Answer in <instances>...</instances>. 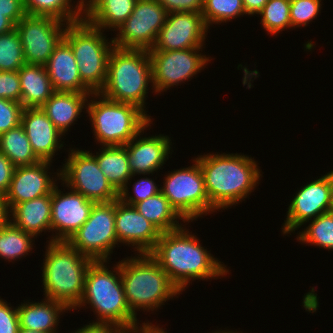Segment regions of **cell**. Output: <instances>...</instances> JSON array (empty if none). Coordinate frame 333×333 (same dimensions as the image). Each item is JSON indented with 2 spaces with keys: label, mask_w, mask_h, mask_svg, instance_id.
Masks as SVG:
<instances>
[{
  "label": "cell",
  "mask_w": 333,
  "mask_h": 333,
  "mask_svg": "<svg viewBox=\"0 0 333 333\" xmlns=\"http://www.w3.org/2000/svg\"><path fill=\"white\" fill-rule=\"evenodd\" d=\"M94 203L72 189L64 194L55 185L51 192V231L56 235L48 242H67L87 221Z\"/></svg>",
  "instance_id": "cell-17"
},
{
  "label": "cell",
  "mask_w": 333,
  "mask_h": 333,
  "mask_svg": "<svg viewBox=\"0 0 333 333\" xmlns=\"http://www.w3.org/2000/svg\"><path fill=\"white\" fill-rule=\"evenodd\" d=\"M0 297V333H18L20 328L17 307H9Z\"/></svg>",
  "instance_id": "cell-41"
},
{
  "label": "cell",
  "mask_w": 333,
  "mask_h": 333,
  "mask_svg": "<svg viewBox=\"0 0 333 333\" xmlns=\"http://www.w3.org/2000/svg\"><path fill=\"white\" fill-rule=\"evenodd\" d=\"M46 248L42 267L44 298L63 303L73 310L82 298L85 276L94 260L67 242H48Z\"/></svg>",
  "instance_id": "cell-4"
},
{
  "label": "cell",
  "mask_w": 333,
  "mask_h": 333,
  "mask_svg": "<svg viewBox=\"0 0 333 333\" xmlns=\"http://www.w3.org/2000/svg\"><path fill=\"white\" fill-rule=\"evenodd\" d=\"M105 263L107 261L98 260L90 264L82 298L74 310L86 304L91 305L98 317L93 322L115 324L122 330H131L139 322L127 304L119 262L113 267V271Z\"/></svg>",
  "instance_id": "cell-3"
},
{
  "label": "cell",
  "mask_w": 333,
  "mask_h": 333,
  "mask_svg": "<svg viewBox=\"0 0 333 333\" xmlns=\"http://www.w3.org/2000/svg\"><path fill=\"white\" fill-rule=\"evenodd\" d=\"M67 25L49 16L27 14L23 17L15 28L20 35L26 63L44 66L63 39Z\"/></svg>",
  "instance_id": "cell-14"
},
{
  "label": "cell",
  "mask_w": 333,
  "mask_h": 333,
  "mask_svg": "<svg viewBox=\"0 0 333 333\" xmlns=\"http://www.w3.org/2000/svg\"><path fill=\"white\" fill-rule=\"evenodd\" d=\"M90 96L86 113L92 122L94 139L101 146L125 145L151 122V116L135 105L112 101L99 93Z\"/></svg>",
  "instance_id": "cell-7"
},
{
  "label": "cell",
  "mask_w": 333,
  "mask_h": 333,
  "mask_svg": "<svg viewBox=\"0 0 333 333\" xmlns=\"http://www.w3.org/2000/svg\"><path fill=\"white\" fill-rule=\"evenodd\" d=\"M90 1L91 0H79L77 3L84 8Z\"/></svg>",
  "instance_id": "cell-52"
},
{
  "label": "cell",
  "mask_w": 333,
  "mask_h": 333,
  "mask_svg": "<svg viewBox=\"0 0 333 333\" xmlns=\"http://www.w3.org/2000/svg\"><path fill=\"white\" fill-rule=\"evenodd\" d=\"M184 228L161 233L149 253L181 293L191 280L221 278L229 272L226 265L201 246L196 235Z\"/></svg>",
  "instance_id": "cell-1"
},
{
  "label": "cell",
  "mask_w": 333,
  "mask_h": 333,
  "mask_svg": "<svg viewBox=\"0 0 333 333\" xmlns=\"http://www.w3.org/2000/svg\"><path fill=\"white\" fill-rule=\"evenodd\" d=\"M201 13L208 28L210 25L226 23L246 15L242 0H204Z\"/></svg>",
  "instance_id": "cell-34"
},
{
  "label": "cell",
  "mask_w": 333,
  "mask_h": 333,
  "mask_svg": "<svg viewBox=\"0 0 333 333\" xmlns=\"http://www.w3.org/2000/svg\"><path fill=\"white\" fill-rule=\"evenodd\" d=\"M322 0H290L291 28L307 26L317 18Z\"/></svg>",
  "instance_id": "cell-37"
},
{
  "label": "cell",
  "mask_w": 333,
  "mask_h": 333,
  "mask_svg": "<svg viewBox=\"0 0 333 333\" xmlns=\"http://www.w3.org/2000/svg\"><path fill=\"white\" fill-rule=\"evenodd\" d=\"M0 12L14 25L27 15L23 0H0Z\"/></svg>",
  "instance_id": "cell-43"
},
{
  "label": "cell",
  "mask_w": 333,
  "mask_h": 333,
  "mask_svg": "<svg viewBox=\"0 0 333 333\" xmlns=\"http://www.w3.org/2000/svg\"><path fill=\"white\" fill-rule=\"evenodd\" d=\"M15 29V25L4 15V13L0 12V35L8 33Z\"/></svg>",
  "instance_id": "cell-48"
},
{
  "label": "cell",
  "mask_w": 333,
  "mask_h": 333,
  "mask_svg": "<svg viewBox=\"0 0 333 333\" xmlns=\"http://www.w3.org/2000/svg\"><path fill=\"white\" fill-rule=\"evenodd\" d=\"M115 229L119 243L130 245L138 254H149L156 246L161 232L134 206L115 201Z\"/></svg>",
  "instance_id": "cell-18"
},
{
  "label": "cell",
  "mask_w": 333,
  "mask_h": 333,
  "mask_svg": "<svg viewBox=\"0 0 333 333\" xmlns=\"http://www.w3.org/2000/svg\"><path fill=\"white\" fill-rule=\"evenodd\" d=\"M72 0H23L26 14L49 16L65 23L83 19V7Z\"/></svg>",
  "instance_id": "cell-31"
},
{
  "label": "cell",
  "mask_w": 333,
  "mask_h": 333,
  "mask_svg": "<svg viewBox=\"0 0 333 333\" xmlns=\"http://www.w3.org/2000/svg\"><path fill=\"white\" fill-rule=\"evenodd\" d=\"M213 333V332H212ZM214 333H239L237 331L233 332V331H227V330H220V331H214ZM242 333V332H241Z\"/></svg>",
  "instance_id": "cell-53"
},
{
  "label": "cell",
  "mask_w": 333,
  "mask_h": 333,
  "mask_svg": "<svg viewBox=\"0 0 333 333\" xmlns=\"http://www.w3.org/2000/svg\"><path fill=\"white\" fill-rule=\"evenodd\" d=\"M69 310L63 303L47 298L17 306L20 327L44 333H57L59 316Z\"/></svg>",
  "instance_id": "cell-24"
},
{
  "label": "cell",
  "mask_w": 333,
  "mask_h": 333,
  "mask_svg": "<svg viewBox=\"0 0 333 333\" xmlns=\"http://www.w3.org/2000/svg\"><path fill=\"white\" fill-rule=\"evenodd\" d=\"M0 151L15 167L33 165L40 161L33 152L24 127L21 124L0 134Z\"/></svg>",
  "instance_id": "cell-30"
},
{
  "label": "cell",
  "mask_w": 333,
  "mask_h": 333,
  "mask_svg": "<svg viewBox=\"0 0 333 333\" xmlns=\"http://www.w3.org/2000/svg\"><path fill=\"white\" fill-rule=\"evenodd\" d=\"M137 255L119 261L126 301L135 316L140 309L157 311L166 301L181 293L152 256Z\"/></svg>",
  "instance_id": "cell-5"
},
{
  "label": "cell",
  "mask_w": 333,
  "mask_h": 333,
  "mask_svg": "<svg viewBox=\"0 0 333 333\" xmlns=\"http://www.w3.org/2000/svg\"><path fill=\"white\" fill-rule=\"evenodd\" d=\"M121 331L122 329L115 324L92 322L78 328L73 333H120Z\"/></svg>",
  "instance_id": "cell-45"
},
{
  "label": "cell",
  "mask_w": 333,
  "mask_h": 333,
  "mask_svg": "<svg viewBox=\"0 0 333 333\" xmlns=\"http://www.w3.org/2000/svg\"><path fill=\"white\" fill-rule=\"evenodd\" d=\"M15 166L12 162L0 151V194L5 195L8 192Z\"/></svg>",
  "instance_id": "cell-44"
},
{
  "label": "cell",
  "mask_w": 333,
  "mask_h": 333,
  "mask_svg": "<svg viewBox=\"0 0 333 333\" xmlns=\"http://www.w3.org/2000/svg\"><path fill=\"white\" fill-rule=\"evenodd\" d=\"M21 125L37 158L52 163L55 153L64 147L60 140L64 134L54 126L41 108H24Z\"/></svg>",
  "instance_id": "cell-21"
},
{
  "label": "cell",
  "mask_w": 333,
  "mask_h": 333,
  "mask_svg": "<svg viewBox=\"0 0 333 333\" xmlns=\"http://www.w3.org/2000/svg\"><path fill=\"white\" fill-rule=\"evenodd\" d=\"M103 30L84 18L68 23L63 39L70 45L82 83L92 92L99 93L107 76L108 59L114 47Z\"/></svg>",
  "instance_id": "cell-8"
},
{
  "label": "cell",
  "mask_w": 333,
  "mask_h": 333,
  "mask_svg": "<svg viewBox=\"0 0 333 333\" xmlns=\"http://www.w3.org/2000/svg\"><path fill=\"white\" fill-rule=\"evenodd\" d=\"M193 161L192 166L165 175L161 187L163 195L186 222L216 211L209 203L199 162L195 158Z\"/></svg>",
  "instance_id": "cell-9"
},
{
  "label": "cell",
  "mask_w": 333,
  "mask_h": 333,
  "mask_svg": "<svg viewBox=\"0 0 333 333\" xmlns=\"http://www.w3.org/2000/svg\"><path fill=\"white\" fill-rule=\"evenodd\" d=\"M132 186L134 196H130L131 194L128 193L130 188H124L119 193V199L123 203L131 206L161 192V187H159V185H157L153 179L148 177L137 180Z\"/></svg>",
  "instance_id": "cell-38"
},
{
  "label": "cell",
  "mask_w": 333,
  "mask_h": 333,
  "mask_svg": "<svg viewBox=\"0 0 333 333\" xmlns=\"http://www.w3.org/2000/svg\"><path fill=\"white\" fill-rule=\"evenodd\" d=\"M51 162L39 161L36 164L16 167L8 192L4 195L9 211L16 205L52 192L57 179L60 180V171L51 177L49 169ZM49 173V175H48ZM52 178V179H51ZM55 179V180H54Z\"/></svg>",
  "instance_id": "cell-19"
},
{
  "label": "cell",
  "mask_w": 333,
  "mask_h": 333,
  "mask_svg": "<svg viewBox=\"0 0 333 333\" xmlns=\"http://www.w3.org/2000/svg\"><path fill=\"white\" fill-rule=\"evenodd\" d=\"M137 0H91L83 8V18L103 31H115L134 10Z\"/></svg>",
  "instance_id": "cell-26"
},
{
  "label": "cell",
  "mask_w": 333,
  "mask_h": 333,
  "mask_svg": "<svg viewBox=\"0 0 333 333\" xmlns=\"http://www.w3.org/2000/svg\"><path fill=\"white\" fill-rule=\"evenodd\" d=\"M299 242L333 250V210L310 220L297 236Z\"/></svg>",
  "instance_id": "cell-33"
},
{
  "label": "cell",
  "mask_w": 333,
  "mask_h": 333,
  "mask_svg": "<svg viewBox=\"0 0 333 333\" xmlns=\"http://www.w3.org/2000/svg\"><path fill=\"white\" fill-rule=\"evenodd\" d=\"M258 14L268 34L276 35L291 28L290 0H269Z\"/></svg>",
  "instance_id": "cell-35"
},
{
  "label": "cell",
  "mask_w": 333,
  "mask_h": 333,
  "mask_svg": "<svg viewBox=\"0 0 333 333\" xmlns=\"http://www.w3.org/2000/svg\"><path fill=\"white\" fill-rule=\"evenodd\" d=\"M9 221L34 237L51 231V193L16 204L9 211Z\"/></svg>",
  "instance_id": "cell-25"
},
{
  "label": "cell",
  "mask_w": 333,
  "mask_h": 333,
  "mask_svg": "<svg viewBox=\"0 0 333 333\" xmlns=\"http://www.w3.org/2000/svg\"><path fill=\"white\" fill-rule=\"evenodd\" d=\"M290 202L282 234H290L320 214L333 210V171L301 186Z\"/></svg>",
  "instance_id": "cell-15"
},
{
  "label": "cell",
  "mask_w": 333,
  "mask_h": 333,
  "mask_svg": "<svg viewBox=\"0 0 333 333\" xmlns=\"http://www.w3.org/2000/svg\"><path fill=\"white\" fill-rule=\"evenodd\" d=\"M67 243L94 261H107L118 245L115 201L94 203L87 221Z\"/></svg>",
  "instance_id": "cell-10"
},
{
  "label": "cell",
  "mask_w": 333,
  "mask_h": 333,
  "mask_svg": "<svg viewBox=\"0 0 333 333\" xmlns=\"http://www.w3.org/2000/svg\"><path fill=\"white\" fill-rule=\"evenodd\" d=\"M202 47L186 50L149 51L152 65V88L155 93L192 79L212 59L201 55ZM200 53V54H199ZM210 59V60H209Z\"/></svg>",
  "instance_id": "cell-13"
},
{
  "label": "cell",
  "mask_w": 333,
  "mask_h": 333,
  "mask_svg": "<svg viewBox=\"0 0 333 333\" xmlns=\"http://www.w3.org/2000/svg\"><path fill=\"white\" fill-rule=\"evenodd\" d=\"M167 11L172 12H202L204 0H157Z\"/></svg>",
  "instance_id": "cell-42"
},
{
  "label": "cell",
  "mask_w": 333,
  "mask_h": 333,
  "mask_svg": "<svg viewBox=\"0 0 333 333\" xmlns=\"http://www.w3.org/2000/svg\"><path fill=\"white\" fill-rule=\"evenodd\" d=\"M91 94L55 91L40 108L65 136L73 122L80 118L82 110L86 109L87 98L90 99Z\"/></svg>",
  "instance_id": "cell-23"
},
{
  "label": "cell",
  "mask_w": 333,
  "mask_h": 333,
  "mask_svg": "<svg viewBox=\"0 0 333 333\" xmlns=\"http://www.w3.org/2000/svg\"><path fill=\"white\" fill-rule=\"evenodd\" d=\"M0 98L20 103L21 86L18 71H0Z\"/></svg>",
  "instance_id": "cell-40"
},
{
  "label": "cell",
  "mask_w": 333,
  "mask_h": 333,
  "mask_svg": "<svg viewBox=\"0 0 333 333\" xmlns=\"http://www.w3.org/2000/svg\"><path fill=\"white\" fill-rule=\"evenodd\" d=\"M166 9L157 0H137L134 10L116 31L115 47L150 50L167 18Z\"/></svg>",
  "instance_id": "cell-12"
},
{
  "label": "cell",
  "mask_w": 333,
  "mask_h": 333,
  "mask_svg": "<svg viewBox=\"0 0 333 333\" xmlns=\"http://www.w3.org/2000/svg\"><path fill=\"white\" fill-rule=\"evenodd\" d=\"M18 333H44V332H39V331H34L26 328H19Z\"/></svg>",
  "instance_id": "cell-51"
},
{
  "label": "cell",
  "mask_w": 333,
  "mask_h": 333,
  "mask_svg": "<svg viewBox=\"0 0 333 333\" xmlns=\"http://www.w3.org/2000/svg\"><path fill=\"white\" fill-rule=\"evenodd\" d=\"M139 325L134 326L131 330H122L120 333H141V324Z\"/></svg>",
  "instance_id": "cell-50"
},
{
  "label": "cell",
  "mask_w": 333,
  "mask_h": 333,
  "mask_svg": "<svg viewBox=\"0 0 333 333\" xmlns=\"http://www.w3.org/2000/svg\"><path fill=\"white\" fill-rule=\"evenodd\" d=\"M9 217V209L5 201V197L0 194V228L9 221Z\"/></svg>",
  "instance_id": "cell-47"
},
{
  "label": "cell",
  "mask_w": 333,
  "mask_h": 333,
  "mask_svg": "<svg viewBox=\"0 0 333 333\" xmlns=\"http://www.w3.org/2000/svg\"><path fill=\"white\" fill-rule=\"evenodd\" d=\"M35 237L8 221L0 228V258L11 261L26 257L32 251ZM26 255V256H25Z\"/></svg>",
  "instance_id": "cell-32"
},
{
  "label": "cell",
  "mask_w": 333,
  "mask_h": 333,
  "mask_svg": "<svg viewBox=\"0 0 333 333\" xmlns=\"http://www.w3.org/2000/svg\"><path fill=\"white\" fill-rule=\"evenodd\" d=\"M148 83L152 84L149 50L114 46L108 59L106 81L99 94L112 101L135 105L146 113Z\"/></svg>",
  "instance_id": "cell-6"
},
{
  "label": "cell",
  "mask_w": 333,
  "mask_h": 333,
  "mask_svg": "<svg viewBox=\"0 0 333 333\" xmlns=\"http://www.w3.org/2000/svg\"><path fill=\"white\" fill-rule=\"evenodd\" d=\"M133 206L161 233L181 228L182 224L181 222L179 224V220H182L184 223L186 222L171 206L169 200L162 192H159L144 201L135 203Z\"/></svg>",
  "instance_id": "cell-29"
},
{
  "label": "cell",
  "mask_w": 333,
  "mask_h": 333,
  "mask_svg": "<svg viewBox=\"0 0 333 333\" xmlns=\"http://www.w3.org/2000/svg\"><path fill=\"white\" fill-rule=\"evenodd\" d=\"M66 163L60 168V180L65 187L81 193L88 200L111 202L119 199V193L108 182L90 151L78 148L69 150Z\"/></svg>",
  "instance_id": "cell-11"
},
{
  "label": "cell",
  "mask_w": 333,
  "mask_h": 333,
  "mask_svg": "<svg viewBox=\"0 0 333 333\" xmlns=\"http://www.w3.org/2000/svg\"><path fill=\"white\" fill-rule=\"evenodd\" d=\"M152 121L137 134L131 141L125 144L128 152V165L135 175H150L161 169L169 158L172 142L169 136L155 135L142 137L144 130L151 127ZM139 136V139H138ZM138 139V140H137ZM155 171V172H154Z\"/></svg>",
  "instance_id": "cell-20"
},
{
  "label": "cell",
  "mask_w": 333,
  "mask_h": 333,
  "mask_svg": "<svg viewBox=\"0 0 333 333\" xmlns=\"http://www.w3.org/2000/svg\"><path fill=\"white\" fill-rule=\"evenodd\" d=\"M94 155L99 168L107 177L112 187L120 193L131 183L132 172L128 165V152L125 145L102 146Z\"/></svg>",
  "instance_id": "cell-28"
},
{
  "label": "cell",
  "mask_w": 333,
  "mask_h": 333,
  "mask_svg": "<svg viewBox=\"0 0 333 333\" xmlns=\"http://www.w3.org/2000/svg\"><path fill=\"white\" fill-rule=\"evenodd\" d=\"M269 0H242L247 15H255L263 9Z\"/></svg>",
  "instance_id": "cell-46"
},
{
  "label": "cell",
  "mask_w": 333,
  "mask_h": 333,
  "mask_svg": "<svg viewBox=\"0 0 333 333\" xmlns=\"http://www.w3.org/2000/svg\"><path fill=\"white\" fill-rule=\"evenodd\" d=\"M195 159L204 177L209 203L218 211L242 202L262 176L257 161L247 155L208 153Z\"/></svg>",
  "instance_id": "cell-2"
},
{
  "label": "cell",
  "mask_w": 333,
  "mask_h": 333,
  "mask_svg": "<svg viewBox=\"0 0 333 333\" xmlns=\"http://www.w3.org/2000/svg\"><path fill=\"white\" fill-rule=\"evenodd\" d=\"M18 74L23 108H40L55 92L43 65L25 63Z\"/></svg>",
  "instance_id": "cell-27"
},
{
  "label": "cell",
  "mask_w": 333,
  "mask_h": 333,
  "mask_svg": "<svg viewBox=\"0 0 333 333\" xmlns=\"http://www.w3.org/2000/svg\"><path fill=\"white\" fill-rule=\"evenodd\" d=\"M23 109L19 102L0 98V134L21 124Z\"/></svg>",
  "instance_id": "cell-39"
},
{
  "label": "cell",
  "mask_w": 333,
  "mask_h": 333,
  "mask_svg": "<svg viewBox=\"0 0 333 333\" xmlns=\"http://www.w3.org/2000/svg\"><path fill=\"white\" fill-rule=\"evenodd\" d=\"M159 325L155 326L152 323H142L141 324V333H167L163 328L158 327Z\"/></svg>",
  "instance_id": "cell-49"
},
{
  "label": "cell",
  "mask_w": 333,
  "mask_h": 333,
  "mask_svg": "<svg viewBox=\"0 0 333 333\" xmlns=\"http://www.w3.org/2000/svg\"><path fill=\"white\" fill-rule=\"evenodd\" d=\"M208 27L201 12L167 14L156 43L149 51L186 50L203 47Z\"/></svg>",
  "instance_id": "cell-16"
},
{
  "label": "cell",
  "mask_w": 333,
  "mask_h": 333,
  "mask_svg": "<svg viewBox=\"0 0 333 333\" xmlns=\"http://www.w3.org/2000/svg\"><path fill=\"white\" fill-rule=\"evenodd\" d=\"M54 91L92 93L83 83L70 45L62 39L44 65Z\"/></svg>",
  "instance_id": "cell-22"
},
{
  "label": "cell",
  "mask_w": 333,
  "mask_h": 333,
  "mask_svg": "<svg viewBox=\"0 0 333 333\" xmlns=\"http://www.w3.org/2000/svg\"><path fill=\"white\" fill-rule=\"evenodd\" d=\"M26 63L18 31L0 35V71H18Z\"/></svg>",
  "instance_id": "cell-36"
}]
</instances>
